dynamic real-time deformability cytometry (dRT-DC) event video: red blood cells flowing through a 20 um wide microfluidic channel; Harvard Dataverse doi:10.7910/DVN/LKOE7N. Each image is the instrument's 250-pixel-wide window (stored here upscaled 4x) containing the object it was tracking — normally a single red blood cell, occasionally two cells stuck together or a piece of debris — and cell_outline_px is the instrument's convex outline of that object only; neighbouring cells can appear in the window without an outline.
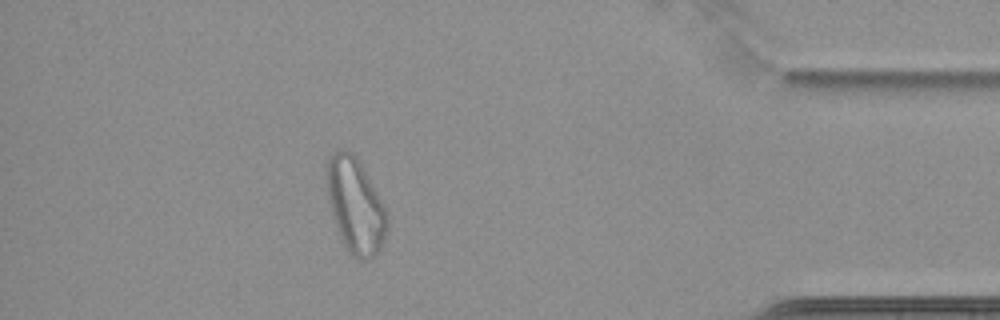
{"species": "common noctule bat (a hibernating species)", "species_latin": "Nyctalus noctula", "temperature_condition": "cold", "stored_images_in_passage": 50, "camera_frame_rate_fps": 3000, "um_per_image_px": 0.085, "animal": {"sex": "female", "body_mass_g": 22.7, "forearm_length_mm": 54.2}, "frame": {"image": 1, "passage_image": 43, "time_ms": 14.0, "image_size_px": [1000, 320], "cell_outline_px": [[388, 228], [384, 240], [380, 248], [368, 260], [360, 260], [352, 256], [348, 252], [336, 228], [332, 216], [328, 200], [324, 176], [324, 164], [332, 152], [344, 148], [352, 152], [356, 156], [376, 192], [388, 216]], "centroid_in_image_um": [30.15, 17.44], "position_along_channel_um": 405.1, "area_um2": 33.7}, "authors_computed_cell_mechanics": {"area_um2": 28.4376, "velocity_mm_per_s": 3.4457, "shape_relaxation_time_tau1_ms": null, "shape_relaxation_time_tau2_ms": 3.9147, "deformation_change_tau1": null, "deformation_change_tau2": 0.1131}}